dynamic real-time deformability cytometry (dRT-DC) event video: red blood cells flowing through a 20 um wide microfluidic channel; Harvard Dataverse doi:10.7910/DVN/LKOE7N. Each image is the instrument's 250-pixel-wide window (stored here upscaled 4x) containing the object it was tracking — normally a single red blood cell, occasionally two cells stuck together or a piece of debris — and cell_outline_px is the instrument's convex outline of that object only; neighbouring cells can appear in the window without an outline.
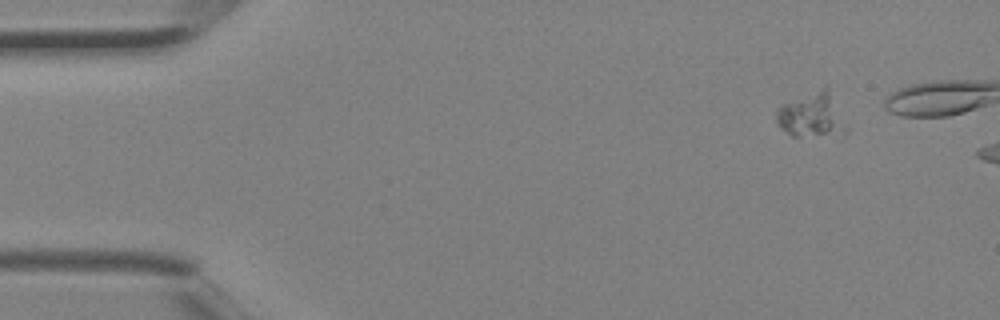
{"species": "Egyptian fruit bat (a non-hibernating species)", "species_latin": "Rousettus aegyptiacus", "temperature_condition": "room temperature", "stored_images_in_passage": 2, "camera_frame_rate_fps": 3000, "um_per_image_px": 0.085, "animal": {"sex": "female"}, "frame": {"image": 1, "passage_image": 1, "time_ms": 0.0, "image_size_px": [1000, 320], "cell_outline_px": [[848, 132], [844, 136], [792, 136], [780, 128], [776, 124], [776, 108], [784, 104], [828, 84], [848, 128]], "centroid_in_image_um": [69.05, 9.81], "position_along_channel_um": 15.9, "area_um2": 18.73}}